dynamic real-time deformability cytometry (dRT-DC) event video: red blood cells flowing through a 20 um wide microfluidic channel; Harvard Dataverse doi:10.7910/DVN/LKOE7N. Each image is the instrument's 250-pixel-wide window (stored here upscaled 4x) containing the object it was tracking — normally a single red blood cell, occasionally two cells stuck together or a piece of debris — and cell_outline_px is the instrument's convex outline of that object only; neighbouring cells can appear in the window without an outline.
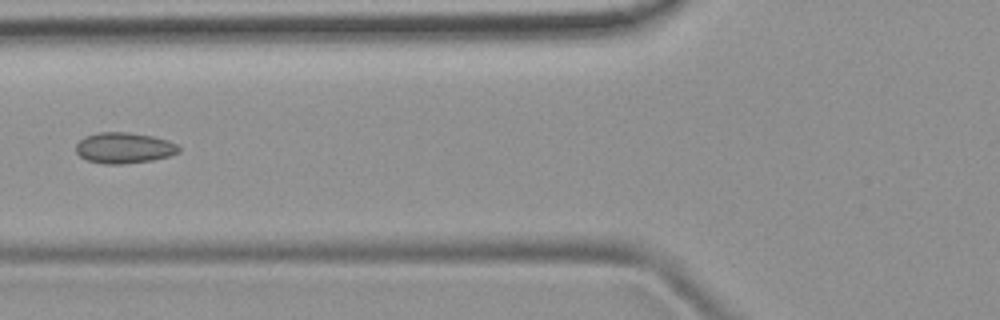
{"species": "common noctule bat (a hibernating species)", "species_latin": "Nyctalus noctula", "temperature_condition": "room temperature", "stored_images_in_passage": 5, "camera_frame_rate_fps": 3000, "um_per_image_px": 0.085, "animal": {"sex": "female", "body_mass_g": 19.9}, "frame": {"image": 1, "passage_image": 4, "time_ms": 4.333, "image_size_px": [1000, 320], "cell_outline_px": [[180, 152], [168, 156], [152, 160], [120, 164], [104, 164], [88, 160], [80, 156], [76, 152], [76, 144], [84, 136], [96, 132], [128, 132], [152, 136], [168, 140], [176, 144], [180, 148]], "centroid_in_image_um": [10.53, 12.56], "position_along_channel_um": 115.3, "area_um2": 18.5}}
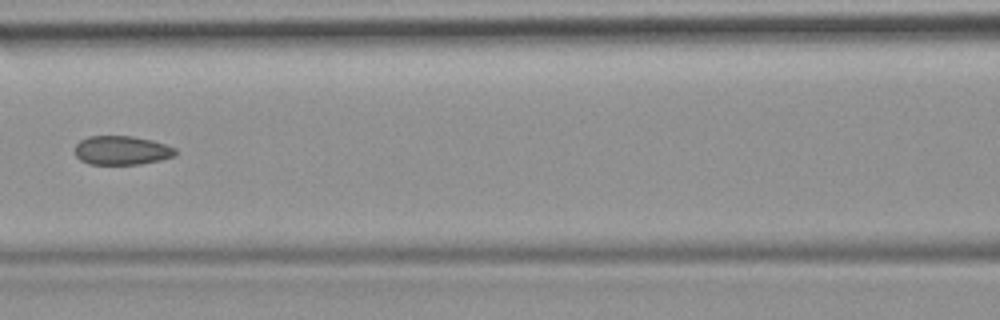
{"frame": {"image": 2, "passage_image": 5, "time_ms": 5.333, "image_size_px": [1000, 320], "cell_outline_px": [[176, 156], [160, 160], [140, 164], [88, 164], [80, 160], [76, 156], [76, 144], [80, 140], [88, 136], [132, 136], [152, 140], [176, 148]], "centroid_in_image_um": [10.35, 12.78], "position_along_channel_um": 156.3, "area_um2": 16.99}}